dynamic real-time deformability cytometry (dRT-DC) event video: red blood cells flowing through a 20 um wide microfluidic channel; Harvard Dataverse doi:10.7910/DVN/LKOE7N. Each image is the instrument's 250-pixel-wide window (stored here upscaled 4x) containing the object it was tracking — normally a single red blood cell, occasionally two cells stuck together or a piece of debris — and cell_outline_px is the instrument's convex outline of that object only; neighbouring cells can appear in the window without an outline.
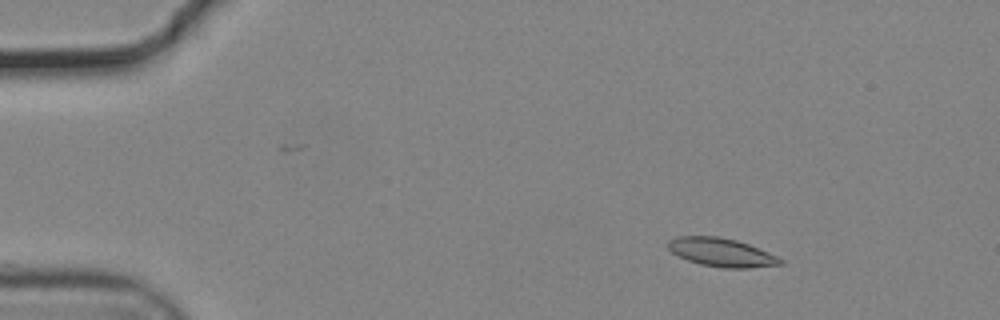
{"species": "common noctule bat (a hibernating species)", "species_latin": "Nyctalus noctula", "temperature_condition": "cold", "stored_images_in_passage": 48, "camera_frame_rate_fps": 3000, "um_per_image_px": 0.085, "animal": {"sex": "male", "body_mass_g": 19.2, "forearm_length_mm": 51.8}, "frame": {"image": 1, "passage_image": 1, "time_ms": 0.0, "image_size_px": [1000, 320], "cell_outline_px": [[784, 264], [748, 268], [724, 268], [700, 264], [688, 260], [672, 252], [668, 248], [668, 240], [676, 236], [716, 236], [736, 240], [748, 244], [768, 252], [784, 260]], "centroid_in_image_um": [61.33, 21.45], "position_along_channel_um": 23.7, "area_um2": 18.55}}
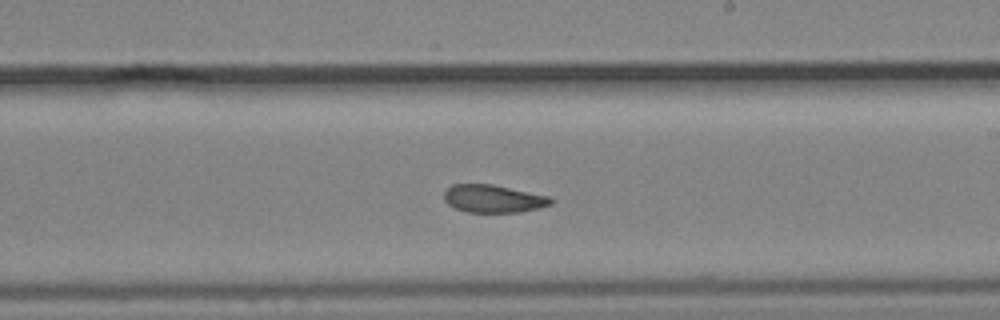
{"frame": {"image": 2, "passage_image": 26, "time_ms": 8.333, "image_size_px": [1000, 320], "cell_outline_px": [[556, 200], [552, 204], [540, 208], [520, 212], [468, 212], [456, 208], [448, 204], [444, 200], [444, 192], [452, 184], [492, 184], [552, 196]], "centroid_in_image_um": [42.0, 16.88], "position_along_channel_um": 247.0, "area_um2": 17.51}}
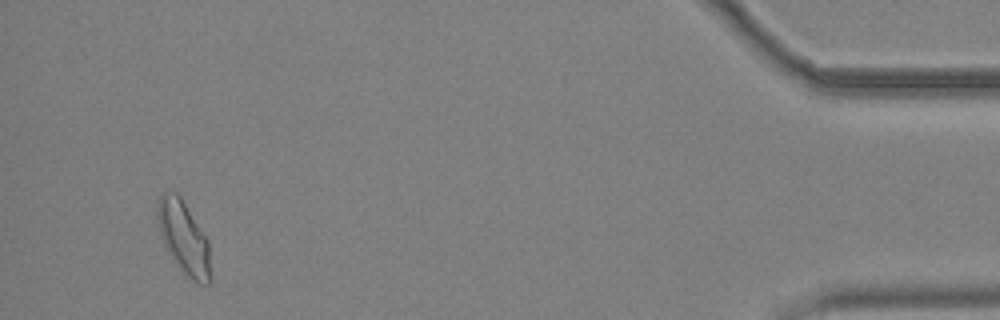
{"frame": {"image": 3, "passage_image": 46, "time_ms": 15.0, "image_size_px": [1000, 320], "cell_outline_px": [[212, 284], [200, 284], [188, 276], [172, 260], [164, 248], [160, 236], [156, 216], [156, 208], [160, 196], [164, 192], [176, 192], [180, 196], [208, 240], [212, 280]], "centroid_in_image_um": [15.6, 20.23], "position_along_channel_um": 419.6, "area_um2": 22.77}, "authors_computed_cell_mechanics": {"area_um2": 18.6694, "velocity_mm_per_s": 3.695, "shape_relaxation_time_tau1_ms": 9.4211, "shape_relaxation_time_tau2_ms": 3.1675, "deformation_change_tau1": 0.1967, "deformation_change_tau2": 0.0852}}